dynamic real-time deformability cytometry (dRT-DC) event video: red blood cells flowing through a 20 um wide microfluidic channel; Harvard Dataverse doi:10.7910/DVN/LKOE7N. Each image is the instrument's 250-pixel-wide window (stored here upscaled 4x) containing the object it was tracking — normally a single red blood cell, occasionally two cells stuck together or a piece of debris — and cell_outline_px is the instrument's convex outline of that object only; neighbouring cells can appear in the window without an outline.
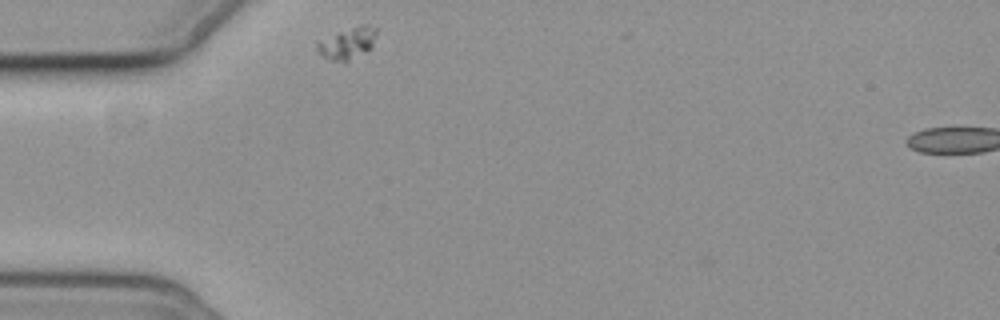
{"species": "common noctule bat (a hibernating species)", "species_latin": "Nyctalus noctula", "temperature_condition": "cold", "stored_images_in_passage": 36, "camera_frame_rate_fps": 3000, "um_per_image_px": 0.085, "animal": {"sex": "female", "body_mass_g": 19.3, "forearm_length_mm": 54.1}, "frame": {"image": 1, "passage_image": 3, "time_ms": 0.667, "image_size_px": [1000, 320], "cell_outline_px": [[376, 32], [372, 44], [368, 48], [348, 64], [344, 64], [332, 60], [324, 56], [316, 48], [316, 40], [360, 24], [368, 24], [376, 28]], "centroid_in_image_um": [29.49, 3.69], "position_along_channel_um": 55.5, "area_um2": 11.04}}
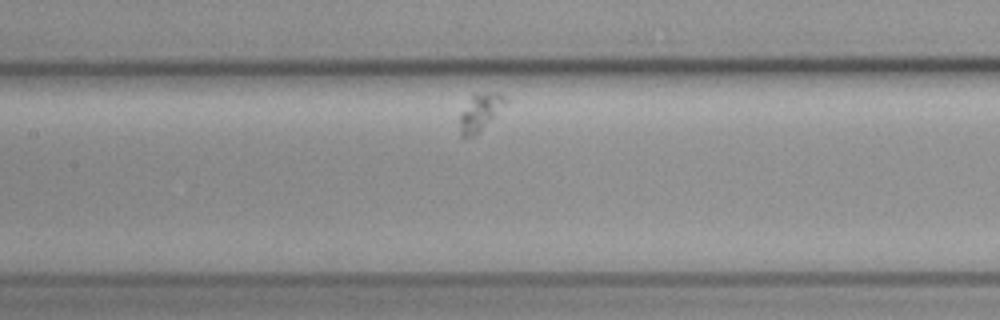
{"frame": {"image": 2, "passage_image": 15, "time_ms": 4.667, "image_size_px": [1000, 320], "cell_outline_px": [[508, 104], [472, 136], [460, 136], [460, 112], [472, 92], [500, 92], [508, 96]], "centroid_in_image_um": [40.85, 9.43], "position_along_channel_um": 166.6, "area_um2": 10.12}}
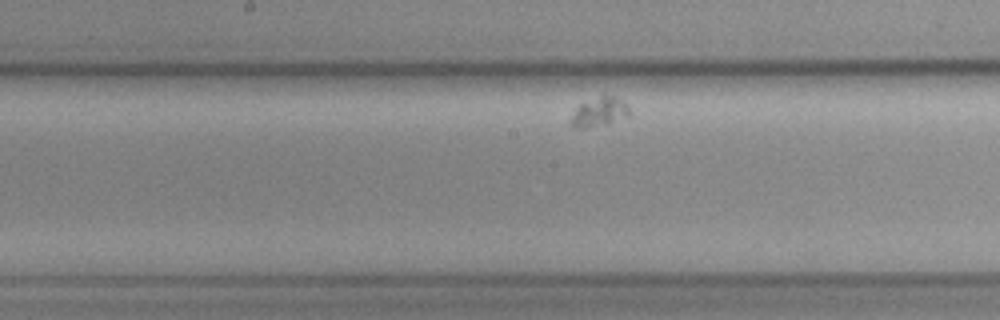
{"frame": {"image": 3, "passage_image": 18, "time_ms": 5.667, "image_size_px": [1000, 320], "cell_outline_px": [[628, 116], [608, 124], [588, 128], [576, 128], [568, 124], [568, 120], [576, 108], [580, 104], [604, 92], [624, 100], [628, 108]], "centroid_in_image_um": [50.9, 9.5], "position_along_channel_um": 197.3, "area_um2": 10.4}}